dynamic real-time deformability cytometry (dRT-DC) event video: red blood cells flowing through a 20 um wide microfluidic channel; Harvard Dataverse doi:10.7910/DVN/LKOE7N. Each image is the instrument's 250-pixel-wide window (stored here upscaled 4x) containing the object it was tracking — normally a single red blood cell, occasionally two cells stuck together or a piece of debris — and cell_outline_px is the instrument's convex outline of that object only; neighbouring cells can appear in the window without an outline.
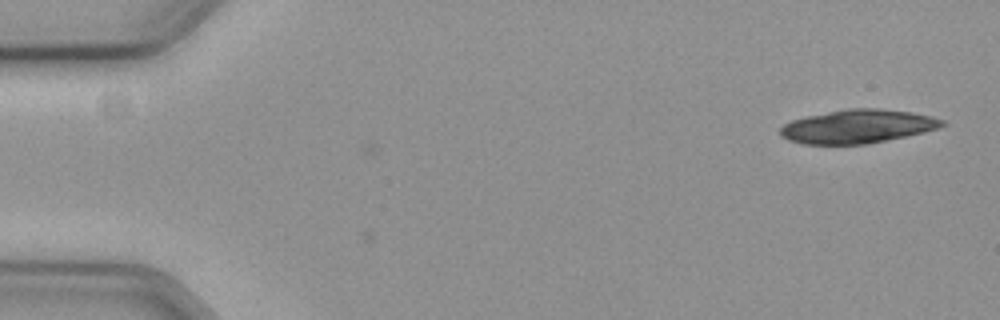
{"species": "common noctule bat (a hibernating species)", "species_latin": "Nyctalus noctula", "temperature_condition": "cold", "stored_images_in_passage": 2, "camera_frame_rate_fps": 3000, "um_per_image_px": 0.085, "animal": {"sex": "female", "body_mass_g": 19.3, "forearm_length_mm": 54.1}, "frame": {"image": 1, "passage_image": 2, "time_ms": 0.333, "image_size_px": [1000, 320], "cell_outline_px": [[948, 124], [940, 128], [924, 132], [868, 144], [804, 144], [788, 140], [780, 136], [780, 128], [784, 124], [792, 120], [808, 116], [848, 108], [876, 108], [912, 112], [932, 116], [944, 120]], "centroid_in_image_um": [72.93, 10.75], "position_along_channel_um": 12.1, "area_um2": 31.73}}